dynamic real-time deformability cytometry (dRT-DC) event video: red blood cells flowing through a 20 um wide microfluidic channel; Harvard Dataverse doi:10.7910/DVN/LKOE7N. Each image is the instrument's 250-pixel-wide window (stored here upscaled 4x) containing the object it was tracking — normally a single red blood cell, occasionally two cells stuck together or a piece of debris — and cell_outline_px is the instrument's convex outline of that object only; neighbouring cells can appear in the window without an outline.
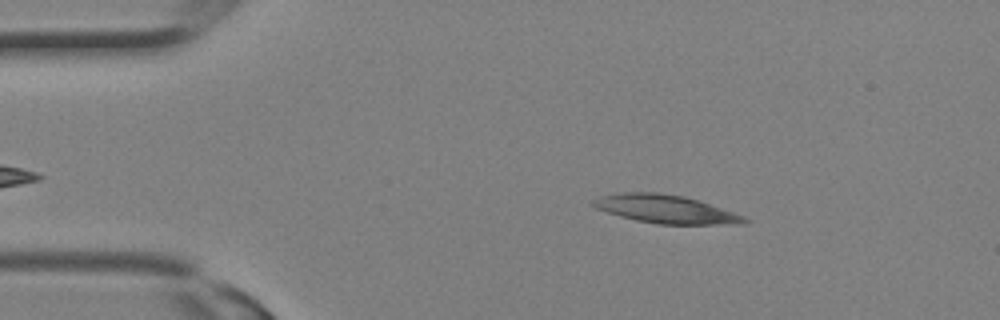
{"species": "Egyptian fruit bat (a non-hibernating species)", "species_latin": "Rousettus aegyptiacus", "temperature_condition": "room temperature", "stored_images_in_passage": 17, "camera_frame_rate_fps": 3000, "um_per_image_px": 0.085, "animal": {"sex": "female"}, "frame": {"image": 1, "passage_image": 4, "time_ms": 1.0, "image_size_px": [1000, 320], "cell_outline_px": [[752, 220], [744, 224], [660, 224], [636, 220], [620, 216], [596, 208], [588, 204], [592, 200], [604, 196], [620, 192], [656, 192], [684, 196], [744, 216]], "centroid_in_image_um": [56.56, 17.78], "position_along_channel_um": 28.4, "area_um2": 24.62}}
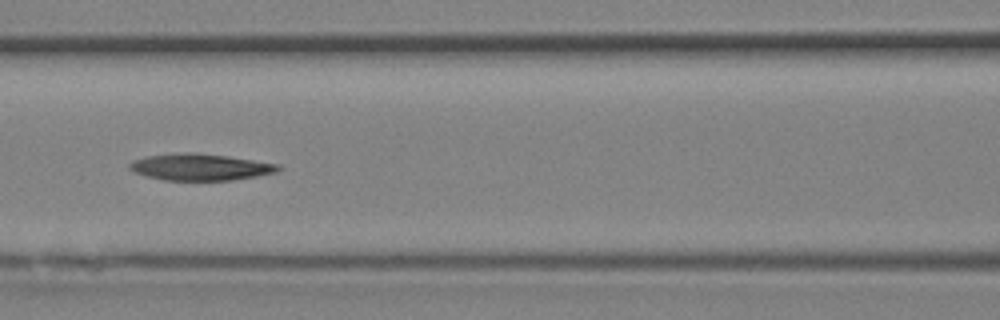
{"frame": {"image": 2, "passage_image": 12, "time_ms": 3.667, "image_size_px": [1000, 320], "cell_outline_px": [[280, 168], [276, 172], [256, 176], [232, 180], [164, 180], [144, 176], [132, 172], [128, 168], [128, 164], [132, 160], [148, 156], [188, 152], [196, 152], [228, 156], [280, 164]], "centroid_in_image_um": [16.98, 14.2], "position_along_channel_um": 149.6, "area_um2": 23.12}}
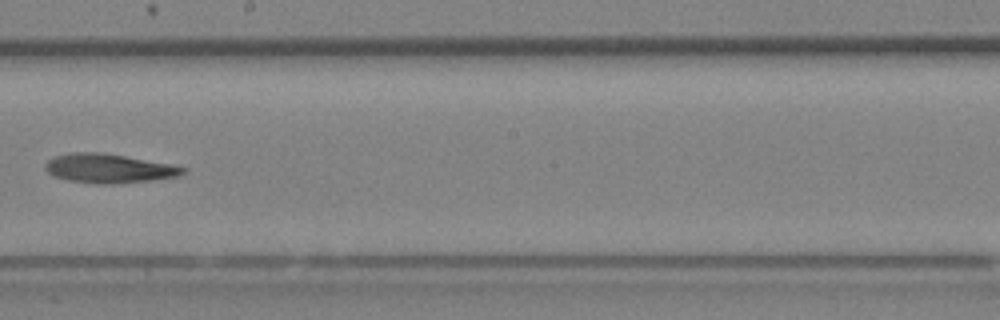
{"frame": {"image": 3, "passage_image": 16, "time_ms": 5.0, "image_size_px": [1000, 320], "cell_outline_px": [[188, 168], [180, 176], [152, 180], [112, 184], [96, 184], [68, 180], [56, 176], [48, 172], [44, 168], [44, 164], [48, 160], [56, 156], [72, 152], [104, 152], [168, 164]], "centroid_in_image_um": [9.24, 14.31], "position_along_channel_um": 239.0, "area_um2": 23.24}}